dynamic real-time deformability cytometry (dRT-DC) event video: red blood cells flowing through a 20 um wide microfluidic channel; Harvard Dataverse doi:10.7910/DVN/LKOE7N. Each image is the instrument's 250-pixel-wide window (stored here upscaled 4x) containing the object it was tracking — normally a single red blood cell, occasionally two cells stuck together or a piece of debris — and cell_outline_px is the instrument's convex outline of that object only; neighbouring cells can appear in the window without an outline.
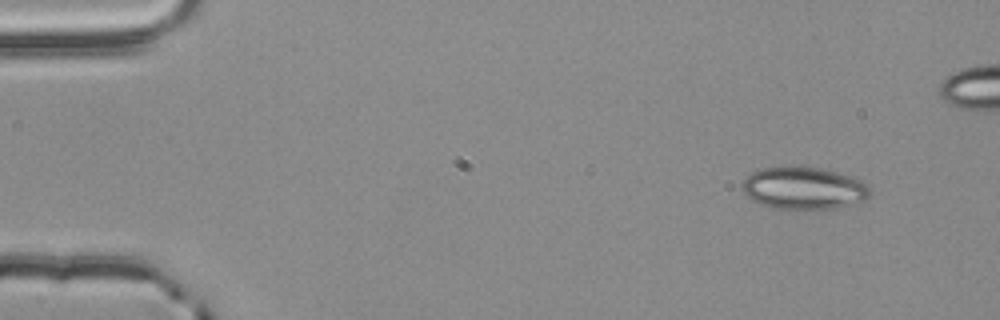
{"species": "common noctule bat (a hibernating species)", "species_latin": "Nyctalus noctula", "temperature_condition": "room temperature", "stored_images_in_passage": 46, "camera_frame_rate_fps": 3000, "um_per_image_px": 0.085, "animal": {"sex": "male", "body_mass_g": 20.4}, "frame": {"image": 1, "passage_image": 1, "time_ms": 0.0, "image_size_px": [1000, 320], "cell_outline_px": [[872, 192], [864, 200], [836, 208], [792, 212], [772, 208], [760, 204], [752, 200], [744, 192], [744, 180], [752, 172], [764, 168], [820, 168], [836, 172], [848, 176], [868, 184]], "centroid_in_image_um": [68.33, 16.06], "position_along_channel_um": 16.7, "area_um2": 31.5}}
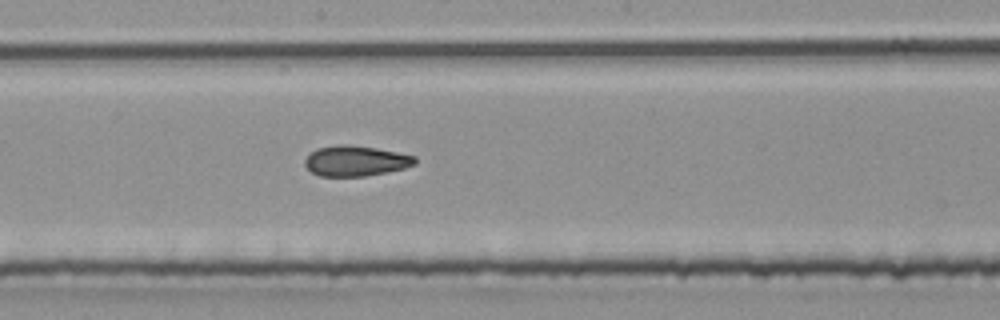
{"frame": {"image": 2, "passage_image": 26, "time_ms": 8.333, "image_size_px": [1000, 320], "cell_outline_px": [[416, 164], [404, 168], [388, 172], [364, 176], [320, 176], [312, 172], [304, 164], [304, 160], [316, 148], [336, 144], [344, 144], [376, 148], [416, 156]], "centroid_in_image_um": [30.23, 13.67], "position_along_channel_um": 218.0, "area_um2": 19.48}}
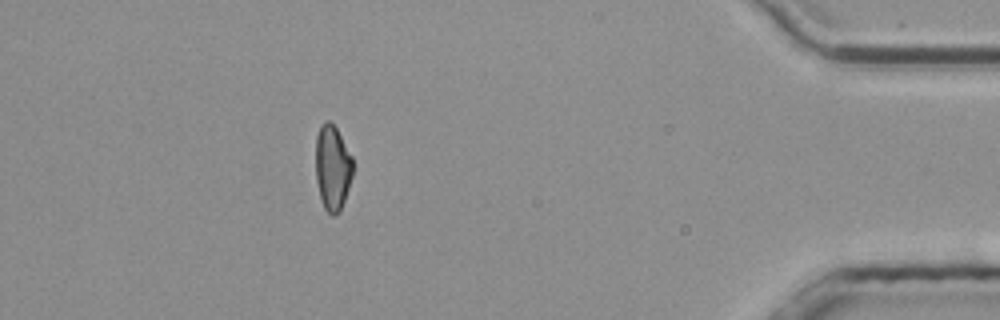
{"frame": {"image": 3, "passage_image": 45, "time_ms": 14.667, "image_size_px": [1000, 320], "cell_outline_px": [[352, 176], [340, 212], [336, 216], [332, 216], [324, 208], [320, 196], [316, 180], [316, 136], [320, 124], [324, 120], [328, 120], [336, 128], [352, 156]], "centroid_in_image_um": [28.25, 14.25], "position_along_channel_um": 407.0, "area_um2": 18.44}}